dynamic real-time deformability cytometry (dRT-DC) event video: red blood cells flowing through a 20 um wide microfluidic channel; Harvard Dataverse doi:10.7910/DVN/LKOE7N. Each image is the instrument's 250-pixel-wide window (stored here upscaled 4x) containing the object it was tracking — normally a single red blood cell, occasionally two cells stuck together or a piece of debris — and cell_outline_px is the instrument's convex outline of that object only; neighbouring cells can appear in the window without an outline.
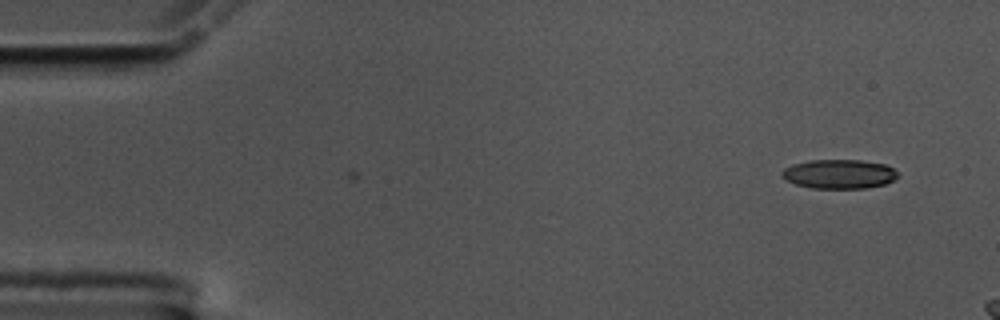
{"species": "common noctule bat (a hibernating species)", "species_latin": "Nyctalus noctula", "temperature_condition": "cold", "stored_images_in_passage": 8, "camera_frame_rate_fps": 3000, "um_per_image_px": 0.085, "animal": {"sex": "male", "body_mass_g": 17.5, "forearm_length_mm": 52.3}, "frame": {"image": 1, "passage_image": 8, "time_ms": 2.333, "image_size_px": [1000, 320], "cell_outline_px": [[896, 176], [892, 180], [884, 184], [864, 188], [812, 188], [796, 184], [780, 176], [780, 172], [784, 168], [792, 164], [808, 160], [860, 160], [884, 164], [892, 168], [896, 172]], "centroid_in_image_um": [71.26, 14.78], "position_along_channel_um": 13.7, "area_um2": 19.54}}